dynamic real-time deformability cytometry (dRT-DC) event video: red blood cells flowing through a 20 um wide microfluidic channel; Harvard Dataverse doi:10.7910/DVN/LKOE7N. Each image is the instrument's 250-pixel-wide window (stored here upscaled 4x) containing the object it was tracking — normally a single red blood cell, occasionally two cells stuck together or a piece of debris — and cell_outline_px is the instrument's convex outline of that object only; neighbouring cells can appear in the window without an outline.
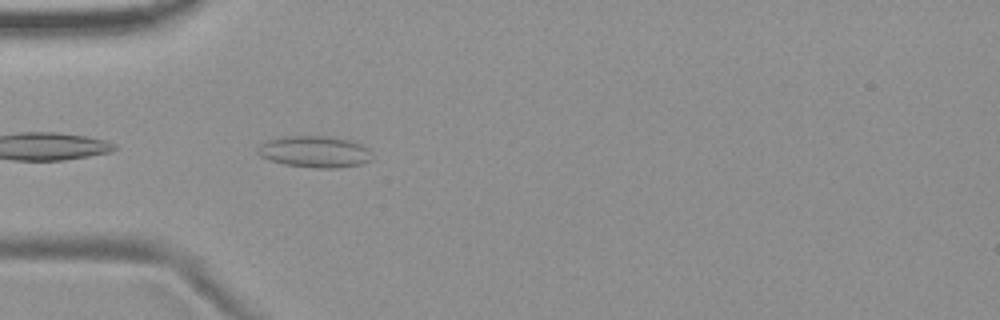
{"species": "common noctule bat (a hibernating species)", "species_latin": "Nyctalus noctula", "temperature_condition": "room temperature", "stored_images_in_passage": 10, "camera_frame_rate_fps": 3000, "um_per_image_px": 0.085, "animal": {"sex": "female", "body_mass_g": 19.9}, "frame": {"image": 1, "passage_image": 2, "time_ms": 0.333, "image_size_px": [1000, 320], "cell_outline_px": [[372, 160], [364, 164], [340, 168], [316, 168], [284, 164], [268, 160], [260, 156], [256, 152], [260, 144], [268, 140], [284, 136], [324, 136], [348, 140], [360, 144], [364, 148]], "centroid_in_image_um": [26.69, 12.91], "position_along_channel_um": 58.3, "area_um2": 20.87}}